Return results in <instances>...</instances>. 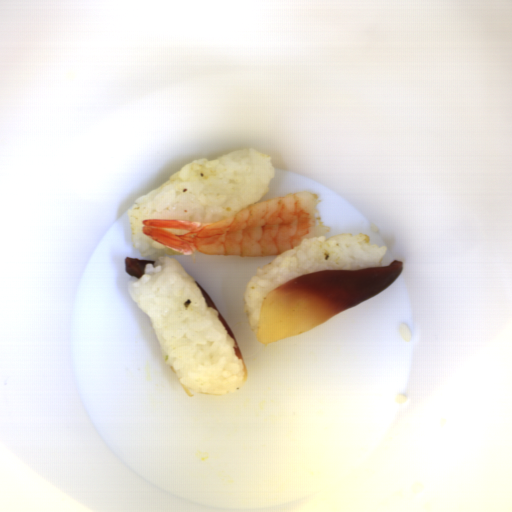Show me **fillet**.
I'll return each mask as SVG.
<instances>
[{"instance_id": "e2c912f1", "label": "fillet", "mask_w": 512, "mask_h": 512, "mask_svg": "<svg viewBox=\"0 0 512 512\" xmlns=\"http://www.w3.org/2000/svg\"><path fill=\"white\" fill-rule=\"evenodd\" d=\"M194 282H195L196 286L198 287L199 291L201 292V294L203 295V297L205 298L206 303H207V307L213 308L216 311L217 316H218L220 322L223 324V326L227 330L228 334L234 339V341L236 343L235 354H236L237 358H239L243 362V366H244V383H245L247 381V378H248V369H247L245 359H244V357L242 355L241 349L239 347L238 341H237V339L235 337V334H234L232 328L228 324L227 320L225 319V317L223 316L221 311L218 309V307L212 301V299L210 298V296L208 295V293L206 292L204 287L201 284H199L196 280H194Z\"/></svg>"}, {"instance_id": "25842a12", "label": "fillet", "mask_w": 512, "mask_h": 512, "mask_svg": "<svg viewBox=\"0 0 512 512\" xmlns=\"http://www.w3.org/2000/svg\"><path fill=\"white\" fill-rule=\"evenodd\" d=\"M405 263L363 270L314 271L275 287L260 305L256 339L268 345L308 333L393 285Z\"/></svg>"}, {"instance_id": "f7120dc5", "label": "fillet", "mask_w": 512, "mask_h": 512, "mask_svg": "<svg viewBox=\"0 0 512 512\" xmlns=\"http://www.w3.org/2000/svg\"><path fill=\"white\" fill-rule=\"evenodd\" d=\"M169 368H170V369L175 373V375H176V370H175L174 366H170V365H169Z\"/></svg>"}, {"instance_id": "f6d04758", "label": "fillet", "mask_w": 512, "mask_h": 512, "mask_svg": "<svg viewBox=\"0 0 512 512\" xmlns=\"http://www.w3.org/2000/svg\"><path fill=\"white\" fill-rule=\"evenodd\" d=\"M181 387L183 388L184 392L189 396V397H194L195 394L197 393H194L193 391L189 390L188 388H186L185 386H183L181 383H180Z\"/></svg>"}, {"instance_id": "e495c32b", "label": "fillet", "mask_w": 512, "mask_h": 512, "mask_svg": "<svg viewBox=\"0 0 512 512\" xmlns=\"http://www.w3.org/2000/svg\"><path fill=\"white\" fill-rule=\"evenodd\" d=\"M124 270L127 275L133 276L135 279H139L145 274V267L147 264H155L154 260H145L133 257H126Z\"/></svg>"}]
</instances>
